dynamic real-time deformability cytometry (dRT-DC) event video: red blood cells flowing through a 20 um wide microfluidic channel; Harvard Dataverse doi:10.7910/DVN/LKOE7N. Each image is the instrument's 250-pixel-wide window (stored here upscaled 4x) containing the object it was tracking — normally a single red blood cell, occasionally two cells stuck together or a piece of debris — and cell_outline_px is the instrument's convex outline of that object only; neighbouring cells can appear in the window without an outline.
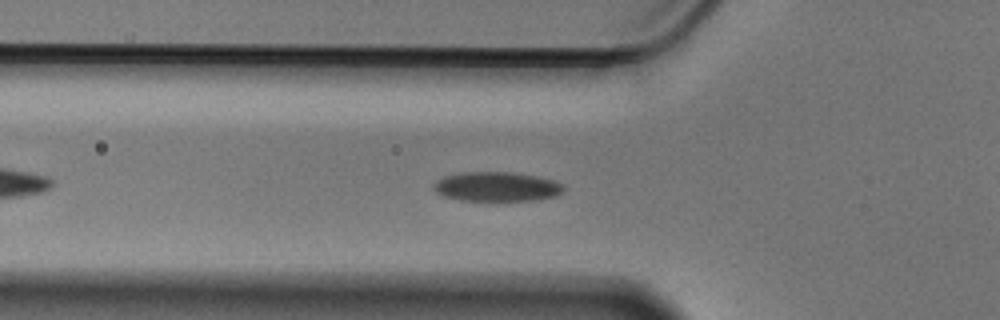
{"species": "Egyptian fruit bat (a non-hibernating species)", "species_latin": "Rousettus aegyptiacus", "temperature_condition": "cold", "stored_images_in_passage": 47, "camera_frame_rate_fps": 3000, "um_per_image_px": 0.085, "animal": {"sex": "male"}, "frame": {"image": 1, "passage_image": 9, "time_ms": 2.667, "image_size_px": [1000, 320], "cell_outline_px": [[564, 192], [556, 196], [536, 200], [496, 204], [460, 200], [444, 196], [436, 192], [432, 188], [432, 184], [436, 180], [444, 176], [456, 172], [512, 172], [540, 176], [564, 184]], "centroid_in_image_um": [42.22, 15.91], "position_along_channel_um": 83.6, "area_um2": 23.7}}
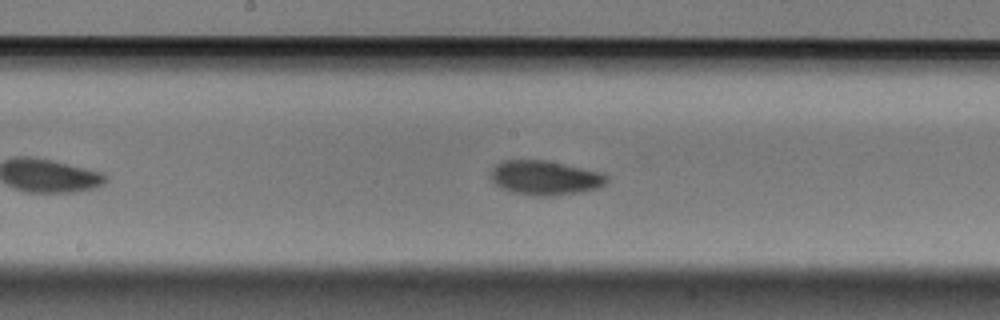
{"frame": {"image": 2, "passage_image": 19, "time_ms": 6.0, "image_size_px": [1000, 320], "cell_outline_px": [[608, 180], [600, 188], [580, 192], [556, 196], [540, 196], [512, 192], [496, 184], [492, 180], [492, 168], [496, 164], [504, 160], [544, 160], [564, 164], [600, 172], [608, 176]], "centroid_in_image_um": [46.36, 15.12], "position_along_channel_um": 201.8, "area_um2": 23.06}}
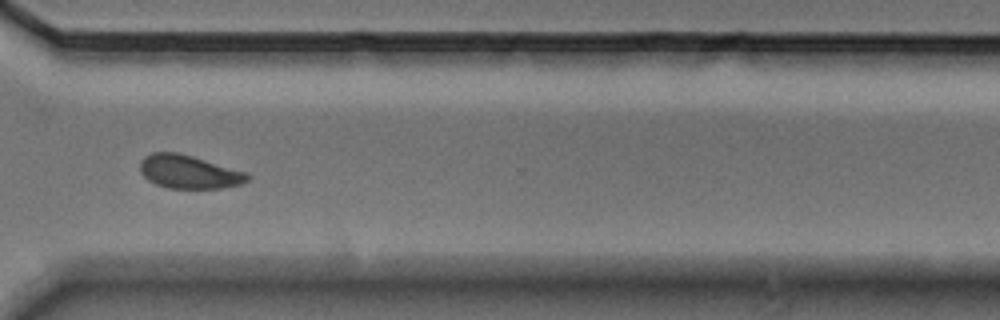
{"frame": {"image": 3, "passage_image": 32, "time_ms": 10.333, "image_size_px": [1000, 320], "cell_outline_px": [[252, 176], [248, 180], [240, 184], [220, 188], [168, 188], [156, 184], [148, 180], [140, 172], [140, 160], [144, 156], [152, 152], [176, 152], [192, 156], [248, 172]], "centroid_in_image_um": [16.06, 14.6], "position_along_channel_um": 354.5, "area_um2": 20.98}, "authors_computed_cell_mechanics": {"area_um2": 21.8484, "velocity_mm_per_s": 3.5279, "shape_relaxation_time_tau1_ms": 2.3382, "shape_relaxation_time_tau2_ms": 8.3374, "deformation_change_tau1": 0.0807, "deformation_change_tau2": 0.1126}}